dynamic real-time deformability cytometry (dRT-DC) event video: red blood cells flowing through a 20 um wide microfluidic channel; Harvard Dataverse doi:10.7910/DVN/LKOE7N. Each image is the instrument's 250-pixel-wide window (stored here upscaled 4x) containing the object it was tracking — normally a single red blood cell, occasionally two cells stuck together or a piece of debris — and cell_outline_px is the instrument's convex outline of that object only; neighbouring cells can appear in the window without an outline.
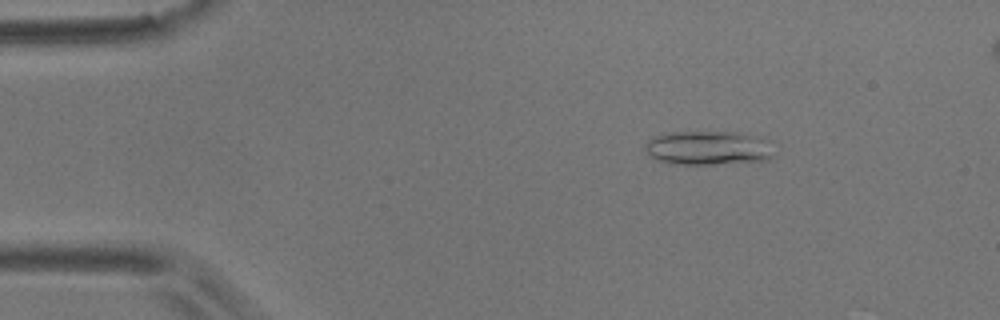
{"species": "common noctule bat (a hibernating species)", "species_latin": "Nyctalus noctula", "temperature_condition": "room temperature", "stored_images_in_passage": 4, "camera_frame_rate_fps": 3000, "um_per_image_px": 0.085, "animal": {"sex": "male", "body_mass_g": 17.9}, "frame": {"image": 1, "passage_image": 1, "time_ms": 0.0, "image_size_px": [1000, 320], "cell_outline_px": [[776, 156], [768, 160], [712, 164], [668, 164], [656, 160], [644, 148], [644, 144], [652, 136], [672, 132], [740, 132], [760, 136], [772, 140]], "centroid_in_image_um": [60.29, 12.57], "position_along_channel_um": 24.7, "area_um2": 26.3}}